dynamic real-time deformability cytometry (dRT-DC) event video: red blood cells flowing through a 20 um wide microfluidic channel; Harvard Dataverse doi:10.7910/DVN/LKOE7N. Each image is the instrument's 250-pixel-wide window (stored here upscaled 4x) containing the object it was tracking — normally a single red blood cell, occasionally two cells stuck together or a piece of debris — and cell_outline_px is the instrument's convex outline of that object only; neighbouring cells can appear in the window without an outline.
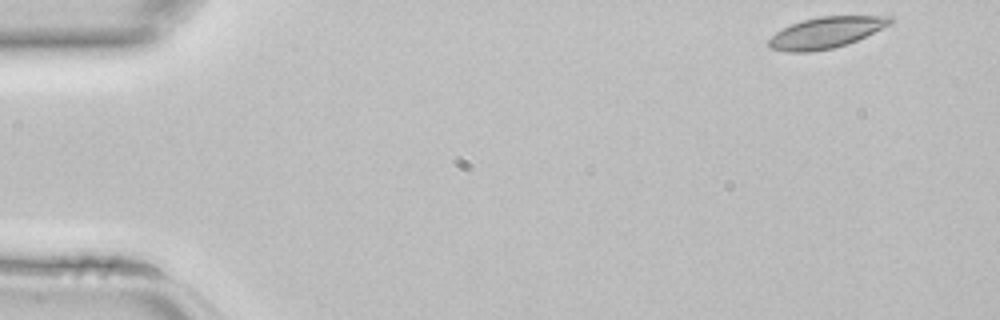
{"species": "common noctule bat (a hibernating species)", "species_latin": "Nyctalus noctula", "temperature_condition": "room temperature", "stored_images_in_passage": 43, "camera_frame_rate_fps": 3000, "um_per_image_px": 0.085, "animal": {"sex": "female", "body_mass_g": 22.7, "forearm_length_mm": 54.2}, "frame": {"image": 1, "passage_image": 1, "time_ms": 0.0, "image_size_px": [1000, 320], "cell_outline_px": [[892, 24], [856, 40], [832, 48], [808, 52], [788, 52], [768, 48], [768, 40], [776, 32], [792, 24], [804, 20], [820, 16], [892, 16]], "centroid_in_image_um": [70.19, 2.77], "position_along_channel_um": 14.8, "area_um2": 21.73}}
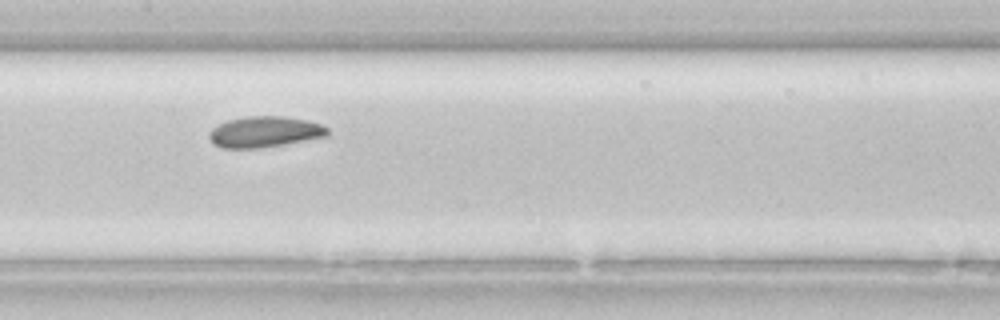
{"frame": {"image": 2, "passage_image": 20, "time_ms": 6.333, "image_size_px": [1000, 320], "cell_outline_px": [[328, 136], [284, 144], [260, 148], [220, 148], [212, 144], [208, 136], [208, 132], [212, 128], [228, 120], [244, 116], [284, 116], [304, 120], [320, 124], [328, 128]], "centroid_in_image_um": [22.45, 11.21], "position_along_channel_um": 185.0, "area_um2": 21.39}}
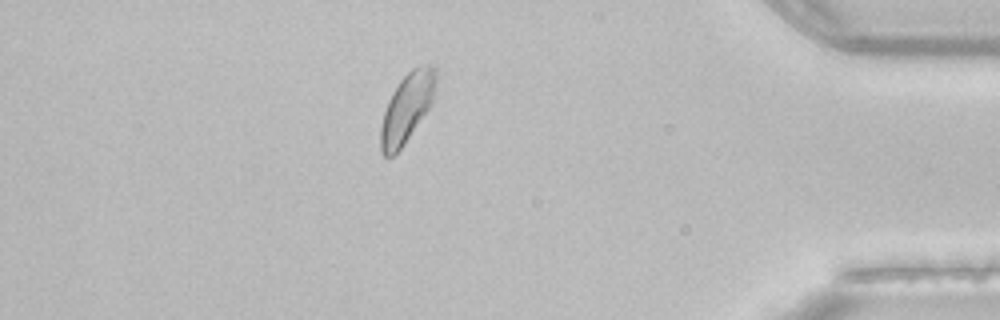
{"frame": {"image": 3, "passage_image": 37, "time_ms": 12.0, "image_size_px": [1000, 320], "cell_outline_px": [[436, 84], [432, 104], [404, 144], [392, 156], [384, 156], [380, 152], [380, 128], [384, 112], [388, 100], [392, 92], [400, 80], [412, 68], [424, 64], [432, 64], [436, 68]], "centroid_in_image_um": [34.59, 9.14], "position_along_channel_um": 400.6, "area_um2": 22.25}}